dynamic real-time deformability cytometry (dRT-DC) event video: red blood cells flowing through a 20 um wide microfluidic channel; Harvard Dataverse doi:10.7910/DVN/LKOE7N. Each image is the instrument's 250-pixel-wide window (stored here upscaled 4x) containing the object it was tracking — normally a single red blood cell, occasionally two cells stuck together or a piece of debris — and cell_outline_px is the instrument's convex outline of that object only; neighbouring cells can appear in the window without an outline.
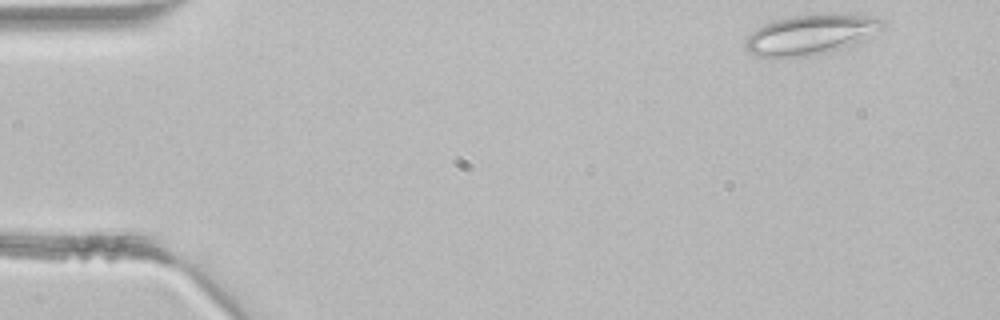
{"species": "common noctule bat (a hibernating species)", "species_latin": "Nyctalus noctula", "temperature_condition": "room temperature", "stored_images_in_passage": 3, "camera_frame_rate_fps": 3000, "um_per_image_px": 0.085, "animal": {"sex": "male", "body_mass_g": 21.5, "forearm_length_mm": 52.0}, "frame": {"image": 1, "passage_image": 1, "time_ms": 0.0, "image_size_px": [1000, 320], "cell_outline_px": [[884, 24], [880, 28], [864, 40], [848, 48], [812, 56], [760, 56], [748, 52], [744, 48], [744, 40], [756, 28], [764, 24], [776, 20], [792, 16], [836, 12], [848, 12], [884, 20]], "centroid_in_image_um": [68.94, 2.92], "position_along_channel_um": 16.1, "area_um2": 32.37}}